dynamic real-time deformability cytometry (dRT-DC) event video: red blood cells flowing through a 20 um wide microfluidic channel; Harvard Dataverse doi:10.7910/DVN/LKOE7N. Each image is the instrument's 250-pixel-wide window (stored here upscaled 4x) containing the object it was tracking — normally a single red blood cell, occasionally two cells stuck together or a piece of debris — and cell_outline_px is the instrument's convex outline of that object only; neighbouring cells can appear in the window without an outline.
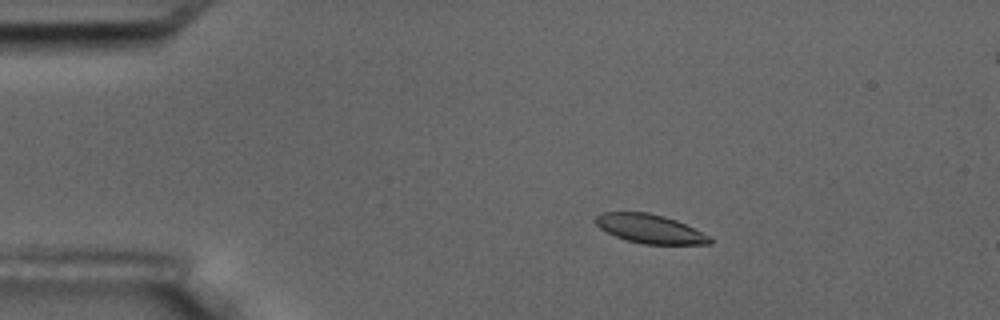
{"species": "common noctule bat (a hibernating species)", "species_latin": "Nyctalus noctula", "temperature_condition": "room temperature", "stored_images_in_passage": 6, "camera_frame_rate_fps": 3000, "um_per_image_px": 0.085, "animal": {"sex": "male", "body_mass_g": 17.5, "forearm_length_mm": 52.3}, "frame": {"image": 1, "passage_image": 3, "time_ms": 2.333, "image_size_px": [1000, 320], "cell_outline_px": [[712, 244], [644, 244], [628, 240], [616, 236], [600, 228], [592, 220], [596, 216], [604, 212], [648, 212], [664, 216], [676, 220], [712, 236]], "centroid_in_image_um": [55.27, 19.44], "position_along_channel_um": 29.7, "area_um2": 19.25}}